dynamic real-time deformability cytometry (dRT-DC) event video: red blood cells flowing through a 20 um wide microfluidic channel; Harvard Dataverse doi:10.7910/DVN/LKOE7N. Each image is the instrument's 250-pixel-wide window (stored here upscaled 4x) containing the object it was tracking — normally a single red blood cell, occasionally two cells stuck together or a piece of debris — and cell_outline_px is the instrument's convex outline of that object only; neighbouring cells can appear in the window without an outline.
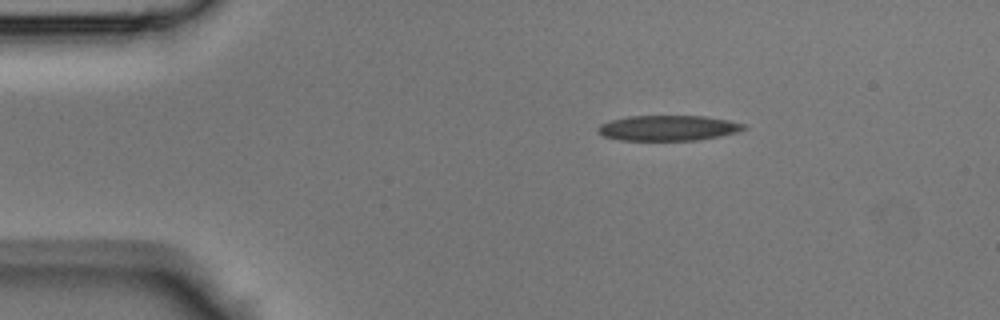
{"species": "Egyptian fruit bat (a non-hibernating species)", "species_latin": "Rousettus aegyptiacus", "temperature_condition": "room temperature", "stored_images_in_passage": 37, "camera_frame_rate_fps": 3000, "um_per_image_px": 0.085, "animal": {"sex": "male"}, "frame": {"image": 1, "passage_image": 1, "time_ms": 0.0, "image_size_px": [1000, 320], "cell_outline_px": [[744, 128], [736, 132], [696, 140], [620, 140], [604, 136], [596, 132], [596, 128], [600, 124], [608, 120], [628, 116], [704, 116], [728, 120], [744, 124]], "centroid_in_image_um": [56.68, 10.87], "position_along_channel_um": 28.3, "area_um2": 21.39}}
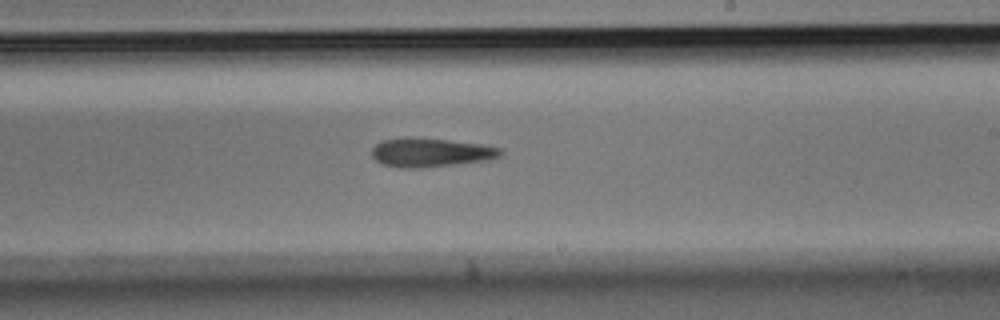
{"frame": {"image": 2, "passage_image": 19, "time_ms": 6.0, "image_size_px": [1000, 320], "cell_outline_px": [[504, 152], [500, 156], [492, 160], [420, 168], [404, 168], [384, 164], [376, 160], [372, 156], [372, 148], [376, 144], [384, 140], [444, 140], [480, 144], [500, 148]], "centroid_in_image_um": [36.69, 13.01], "position_along_channel_um": 252.3, "area_um2": 20.75}}
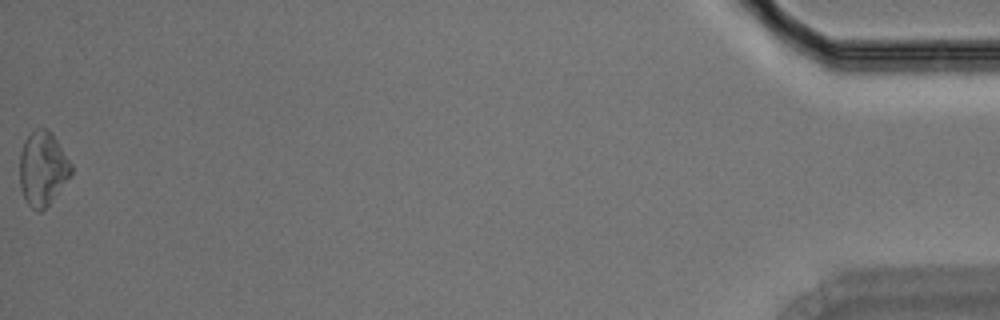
{"frame": {"image": 3, "passage_image": 37, "time_ms": 12.0, "image_size_px": [1000, 320], "cell_outline_px": [[72, 172], [48, 204], [40, 212], [36, 212], [28, 204], [20, 188], [20, 152], [24, 140], [32, 128], [48, 128], [52, 132], [72, 164]], "centroid_in_image_um": [3.61, 14.27], "position_along_channel_um": 431.6, "area_um2": 22.2}}